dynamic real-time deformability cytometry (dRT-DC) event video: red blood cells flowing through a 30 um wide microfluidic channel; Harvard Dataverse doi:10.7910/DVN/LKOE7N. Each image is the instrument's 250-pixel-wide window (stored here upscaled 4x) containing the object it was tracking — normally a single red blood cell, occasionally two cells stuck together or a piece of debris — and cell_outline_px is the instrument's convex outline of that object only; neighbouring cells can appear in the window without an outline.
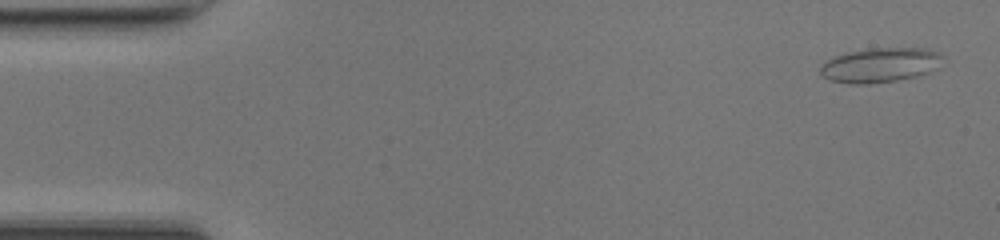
{"species": "common noctule bat (a hibernating species)", "species_latin": "Nyctalus noctula", "temperature_condition": "room temperature", "stored_images_in_passage": 49, "camera_frame_rate_fps": 3000, "um_per_image_px": 0.085, "animal": {"sex": "female", "body_mass_g": 17.0, "forearm_length_mm": 48.0}, "frame": {"image": 1, "passage_image": 2, "time_ms": 0.333, "image_size_px": [1000, 240], "cell_outline_px": [[944, 56], [940, 68], [916, 76], [896, 80], [868, 84], [848, 84], [828, 80], [820, 76], [820, 64], [824, 60], [832, 56], [844, 52], [868, 48], [928, 48], [940, 52]], "centroid_in_image_um": [74.78, 5.52], "position_along_channel_um": 10.2, "area_um2": 25.43}}
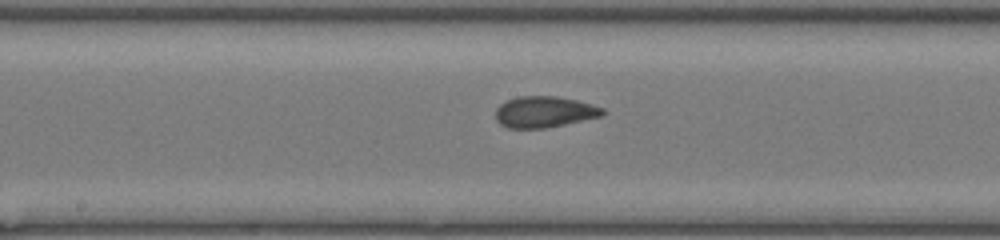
{"frame": {"image": 2, "passage_image": 25, "time_ms": 8.0, "image_size_px": [1000, 240], "cell_outline_px": [[604, 112], [600, 116], [548, 128], [508, 128], [500, 124], [496, 120], [496, 108], [500, 104], [516, 96], [556, 96], [576, 100], [592, 104], [604, 108]], "centroid_in_image_um": [46.24, 9.51], "position_along_channel_um": 202.0, "area_um2": 19.42}}
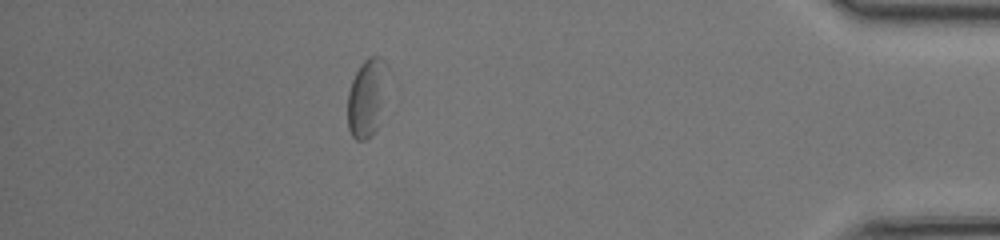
{"frame": {"image": 3, "passage_image": 43, "time_ms": 14.0, "image_size_px": [1000, 240], "cell_outline_px": [[392, 76], [380, 124], [364, 140], [356, 140], [352, 136], [348, 128], [348, 92], [352, 80], [360, 64], [368, 56], [380, 56], [388, 64]], "centroid_in_image_um": [31.29, 8.21], "position_along_channel_um": 403.9, "area_um2": 19.36}, "authors_computed_cell_mechanics": {"area_um2": 19.5364, "velocity_mm_per_s": 4.2126, "shape_relaxation_time_tau1_ms": 3.2856, "shape_relaxation_time_tau2_ms": 1.8026, "deformation_change_tau1": 0.0778, "deformation_change_tau2": 0.0655}}